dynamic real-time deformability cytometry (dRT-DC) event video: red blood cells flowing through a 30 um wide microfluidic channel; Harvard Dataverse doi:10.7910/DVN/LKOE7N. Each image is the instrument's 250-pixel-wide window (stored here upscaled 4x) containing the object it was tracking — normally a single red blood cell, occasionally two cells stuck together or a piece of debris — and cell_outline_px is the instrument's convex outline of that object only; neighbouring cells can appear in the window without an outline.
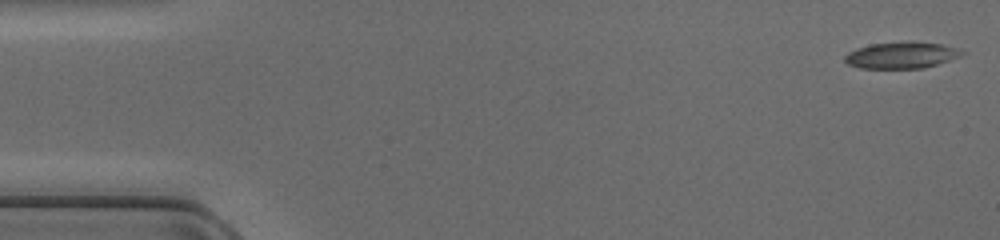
{"species": "common noctule bat (a hibernating species)", "species_latin": "Nyctalus noctula", "temperature_condition": "cold", "stored_images_in_passage": 47, "camera_frame_rate_fps": 3000, "um_per_image_px": 0.085, "animal": {"sex": "female", "body_mass_g": 17.0, "forearm_length_mm": 48.0}, "frame": {"image": 1, "passage_image": 1, "time_ms": 0.0, "image_size_px": [1000, 240], "cell_outline_px": [[968, 52], [960, 56], [924, 68], [860, 68], [848, 64], [844, 60], [844, 56], [848, 52], [856, 48], [872, 44], [908, 40], [912, 40], [940, 44], [960, 48]], "centroid_in_image_um": [76.64, 4.67], "position_along_channel_um": 8.4, "area_um2": 18.32}}
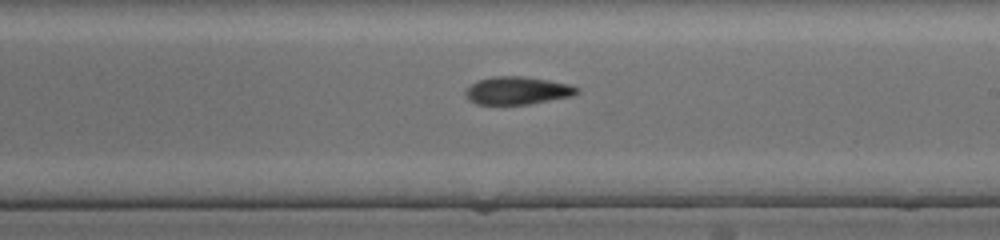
{"frame": {"image": 2, "passage_image": 27, "time_ms": 8.667, "image_size_px": [1000, 240], "cell_outline_px": [[580, 92], [572, 96], [528, 104], [476, 104], [464, 92], [476, 80], [492, 76], [524, 76], [548, 80], [568, 84], [580, 88]], "centroid_in_image_um": [44.01, 7.68], "position_along_channel_um": 245.0, "area_um2": 17.92}}
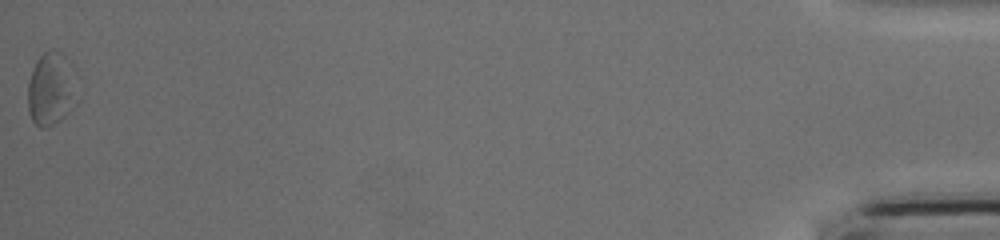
{"frame": {"image": 3, "passage_image": 47, "time_ms": 15.333, "image_size_px": [1000, 240], "cell_outline_px": [[80, 100], [64, 116], [48, 128], [40, 128], [32, 120], [28, 108], [28, 84], [32, 68], [36, 60], [48, 48], [60, 52], [68, 60], [80, 96]], "centroid_in_image_um": [4.36, 7.57], "position_along_channel_um": 430.8, "area_um2": 21.39}}